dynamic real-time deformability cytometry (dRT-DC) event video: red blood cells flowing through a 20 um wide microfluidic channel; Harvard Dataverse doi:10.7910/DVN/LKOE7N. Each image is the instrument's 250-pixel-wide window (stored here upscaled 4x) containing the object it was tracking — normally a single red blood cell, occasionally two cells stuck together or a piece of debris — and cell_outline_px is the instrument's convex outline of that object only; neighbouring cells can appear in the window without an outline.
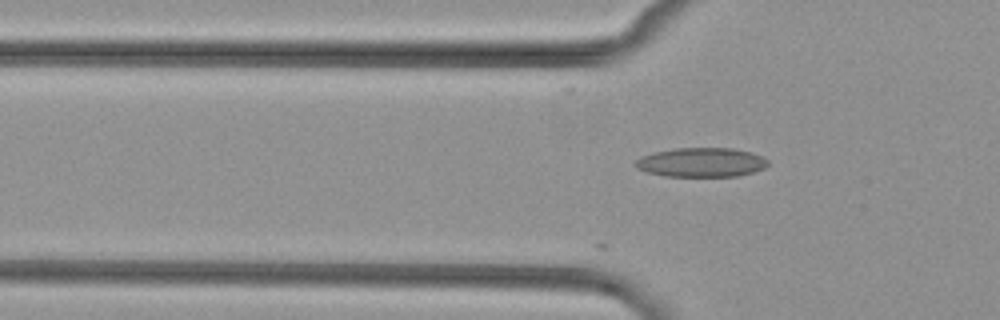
{"species": "common noctule bat (a hibernating species)", "species_latin": "Nyctalus noctula", "temperature_condition": "cold", "stored_images_in_passage": 6, "camera_frame_rate_fps": 3000, "um_per_image_px": 0.085, "animal": {"sex": "female", "body_mass_g": 29.2, "forearm_length_mm": 56.3}, "frame": {"image": 1, "passage_image": 6, "time_ms": 1.667, "image_size_px": [1000, 320], "cell_outline_px": [[768, 164], [764, 168], [752, 172], [736, 176], [664, 176], [648, 172], [636, 168], [636, 160], [640, 156], [652, 152], [676, 148], [732, 148], [748, 152], [760, 156], [768, 160]], "centroid_in_image_um": [59.57, 13.8], "position_along_channel_um": 66.2, "area_um2": 22.43}}